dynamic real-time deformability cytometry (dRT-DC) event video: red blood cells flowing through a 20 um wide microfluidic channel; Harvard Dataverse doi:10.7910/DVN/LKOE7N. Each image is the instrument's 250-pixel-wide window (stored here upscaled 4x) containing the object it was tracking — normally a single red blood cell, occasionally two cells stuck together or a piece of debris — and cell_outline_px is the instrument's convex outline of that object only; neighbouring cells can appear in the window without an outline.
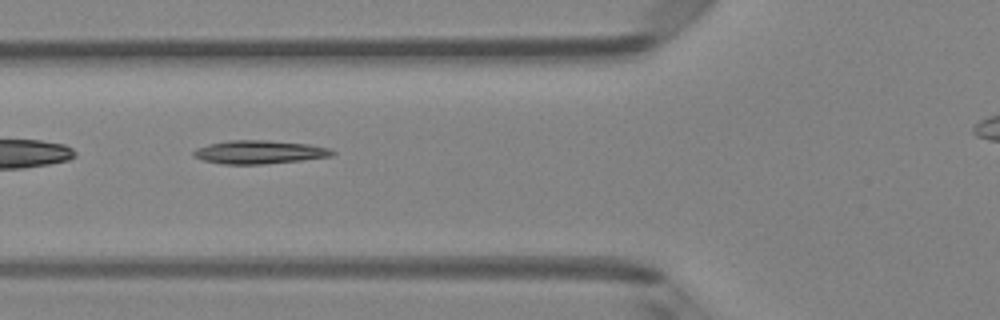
{"species": "Egyptian fruit bat (a non-hibernating species)", "species_latin": "Rousettus aegyptiacus", "temperature_condition": "room temperature", "stored_images_in_passage": 2, "camera_frame_rate_fps": 3000, "um_per_image_px": 0.085, "animal": {"sex": "female"}, "frame": {"image": 1, "passage_image": 2, "time_ms": 0.333, "image_size_px": [1000, 320], "cell_outline_px": [[336, 152], [332, 156], [300, 160], [264, 164], [220, 164], [204, 160], [192, 156], [192, 152], [196, 148], [208, 144], [228, 140], [264, 140], [308, 144], [328, 148]], "centroid_in_image_um": [21.99, 12.93], "position_along_channel_um": 103.8, "area_um2": 18.84}}